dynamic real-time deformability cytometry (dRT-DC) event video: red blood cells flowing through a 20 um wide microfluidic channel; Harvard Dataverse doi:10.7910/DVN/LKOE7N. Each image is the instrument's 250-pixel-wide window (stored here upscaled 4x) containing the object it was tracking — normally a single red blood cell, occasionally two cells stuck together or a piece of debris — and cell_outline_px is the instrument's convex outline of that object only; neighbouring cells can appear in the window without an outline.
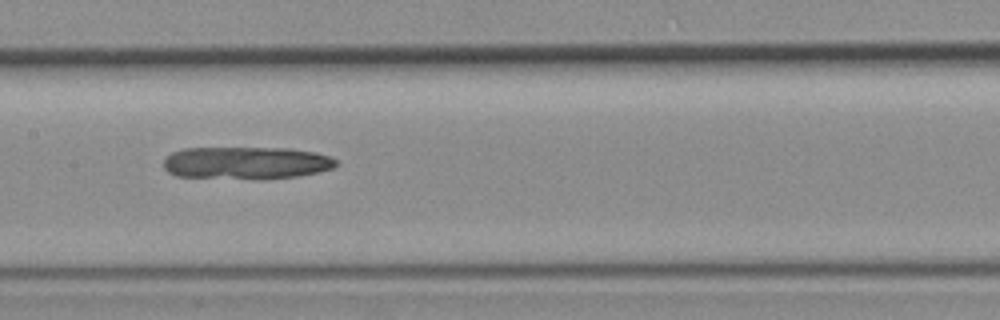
{"species": "common noctule bat (a hibernating species)", "species_latin": "Nyctalus noctula", "temperature_condition": "room temperature", "stored_images_in_passage": 32, "camera_frame_rate_fps": 3000, "um_per_image_px": 0.085, "animal": {"sex": "female", "body_mass_g": 19.3, "forearm_length_mm": 54.1}, "frame": {"image": 1, "passage_image": 13, "time_ms": 4.0, "image_size_px": [1000, 320], "cell_outline_px": [[336, 164], [332, 168], [316, 172], [296, 176], [176, 176], [168, 172], [164, 168], [164, 160], [172, 152], [184, 148], [288, 148], [316, 152], [328, 156], [336, 160]], "centroid_in_image_um": [20.9, 13.78], "position_along_channel_um": 186.5, "area_um2": 31.1}}
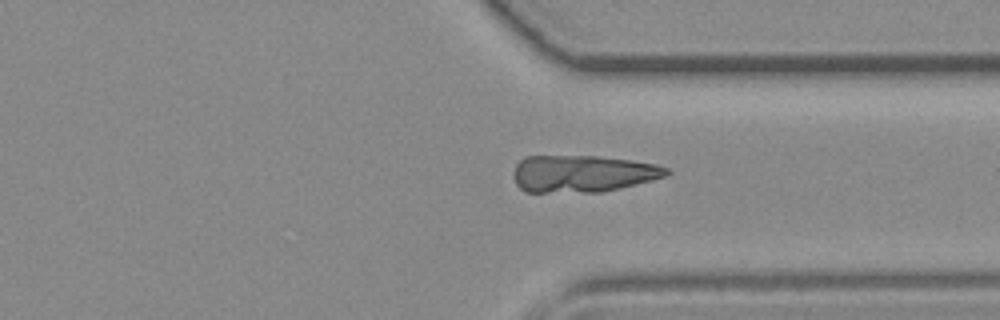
{"frame": {"image": 2, "passage_image": 24, "time_ms": 7.667, "image_size_px": [1000, 320], "cell_outline_px": [[672, 172], [668, 176], [604, 192], [524, 192], [516, 184], [516, 164], [524, 156], [596, 156], [632, 160], [656, 164], [668, 168]], "centroid_in_image_um": [49.57, 14.76], "position_along_channel_um": 361.8, "area_um2": 33.06}}
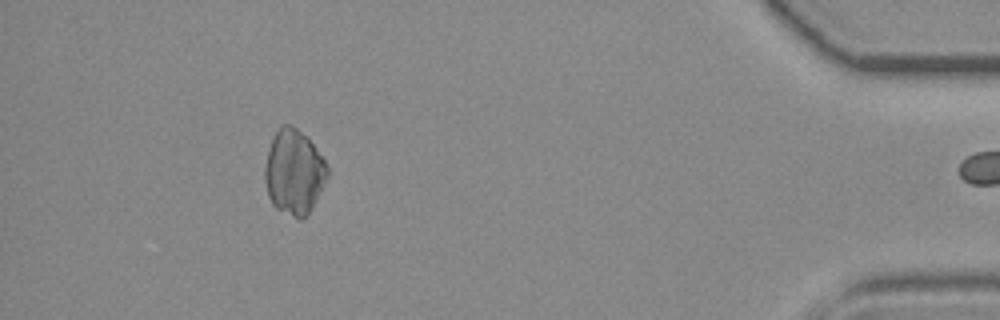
{"frame": {"image": 3, "passage_image": 31, "time_ms": 10.0, "image_size_px": [1000, 320], "cell_outline_px": [[328, 176], [312, 208], [300, 220], [276, 208], [272, 204], [268, 196], [264, 180], [264, 168], [272, 136], [284, 124], [292, 124], [312, 144], [324, 160], [328, 168]], "centroid_in_image_um": [24.96, 14.64], "position_along_channel_um": 410.2, "area_um2": 30.52}}